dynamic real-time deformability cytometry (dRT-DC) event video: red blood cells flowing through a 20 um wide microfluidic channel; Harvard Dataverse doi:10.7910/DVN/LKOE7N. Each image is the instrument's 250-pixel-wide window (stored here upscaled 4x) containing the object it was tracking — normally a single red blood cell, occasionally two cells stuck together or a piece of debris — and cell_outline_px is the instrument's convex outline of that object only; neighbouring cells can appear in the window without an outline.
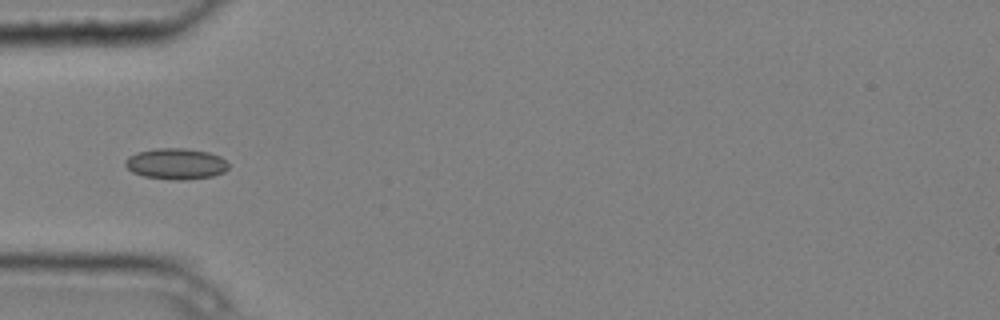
{"species": "common noctule bat (a hibernating species)", "species_latin": "Nyctalus noctula", "temperature_condition": "cold", "stored_images_in_passage": 6, "camera_frame_rate_fps": 3000, "um_per_image_px": 0.085, "animal": {"sex": "male", "body_mass_g": 20.4}, "frame": {"image": 1, "passage_image": 4, "time_ms": 1.0, "image_size_px": [1000, 320], "cell_outline_px": [[228, 168], [224, 172], [212, 176], [184, 180], [176, 180], [144, 176], [132, 172], [124, 164], [124, 160], [128, 156], [136, 152], [156, 148], [184, 148], [208, 152], [220, 156], [228, 164]], "centroid_in_image_um": [14.93, 13.91], "position_along_channel_um": 70.1, "area_um2": 18.67}}
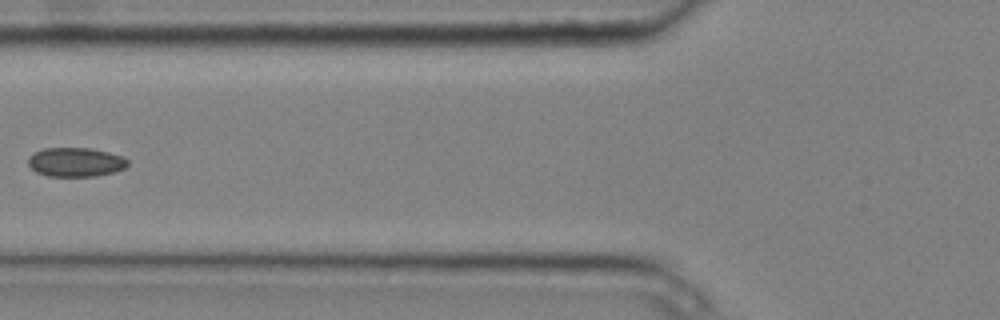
{"frame": {"image": 2, "passage_image": 5, "time_ms": 1.333, "image_size_px": [1000, 320], "cell_outline_px": [[128, 164], [124, 168], [112, 172], [96, 176], [48, 176], [36, 172], [28, 164], [28, 156], [32, 152], [44, 148], [92, 148], [108, 152], [120, 156], [128, 160]], "centroid_in_image_um": [6.38, 13.77], "position_along_channel_um": 119.4, "area_um2": 16.88}}
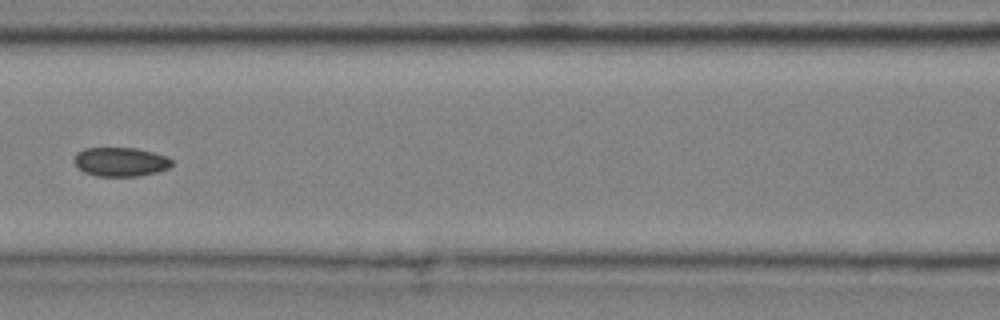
{"frame": {"image": 3, "passage_image": 6, "time_ms": 1.667, "image_size_px": [1000, 320], "cell_outline_px": [[172, 164], [168, 168], [156, 172], [136, 176], [96, 176], [84, 172], [72, 160], [76, 152], [84, 148], [136, 148], [168, 156], [172, 160]], "centroid_in_image_um": [10.22, 13.75], "position_along_channel_um": 156.4, "area_um2": 16.53}}